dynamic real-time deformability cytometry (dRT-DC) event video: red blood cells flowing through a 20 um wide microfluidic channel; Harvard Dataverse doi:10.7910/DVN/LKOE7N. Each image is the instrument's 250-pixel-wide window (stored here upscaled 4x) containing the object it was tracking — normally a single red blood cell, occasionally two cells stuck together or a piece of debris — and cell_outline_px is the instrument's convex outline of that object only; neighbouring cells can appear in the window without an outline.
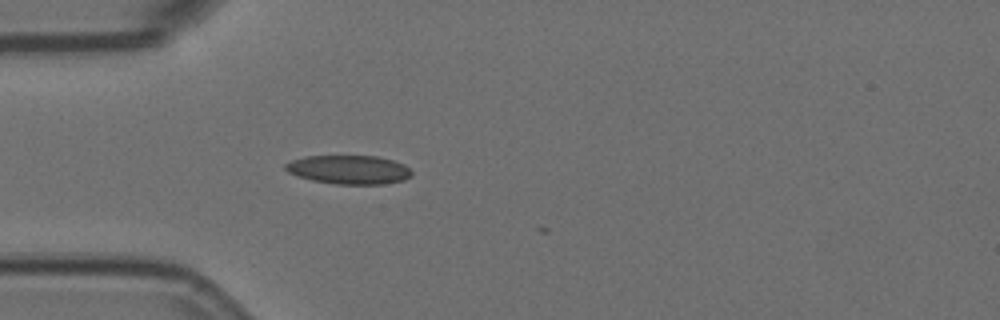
{"species": "Egyptian fruit bat (a non-hibernating species)", "species_latin": "Rousettus aegyptiacus", "temperature_condition": "room temperature", "stored_images_in_passage": 4, "camera_frame_rate_fps": 3000, "um_per_image_px": 0.085, "animal": {"sex": "female"}, "frame": {"image": 1, "passage_image": 4, "time_ms": 1.0, "image_size_px": [1000, 320], "cell_outline_px": [[412, 176], [404, 180], [384, 184], [336, 184], [312, 180], [296, 176], [288, 172], [284, 168], [284, 164], [292, 160], [304, 156], [376, 156], [392, 160], [404, 164], [412, 172]], "centroid_in_image_um": [29.64, 14.42], "position_along_channel_um": 55.4, "area_um2": 21.27}}